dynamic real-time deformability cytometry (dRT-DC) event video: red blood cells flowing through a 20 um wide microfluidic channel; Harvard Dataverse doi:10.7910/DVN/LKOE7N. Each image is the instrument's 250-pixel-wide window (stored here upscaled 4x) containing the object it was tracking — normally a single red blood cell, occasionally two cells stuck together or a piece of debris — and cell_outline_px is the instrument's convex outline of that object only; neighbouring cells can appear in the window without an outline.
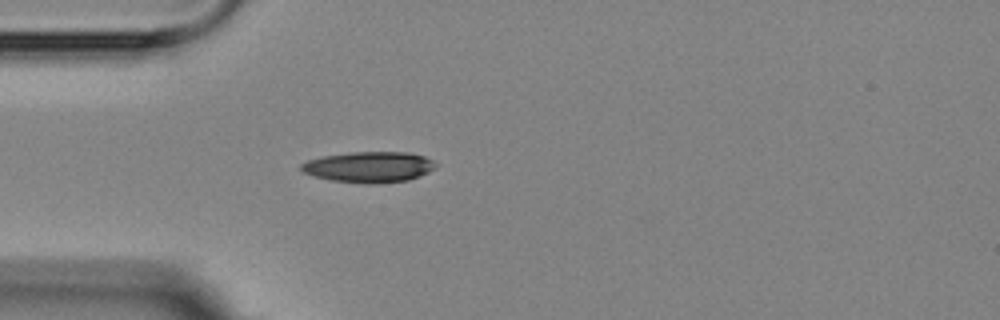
{"species": "Egyptian fruit bat (a non-hibernating species)", "species_latin": "Rousettus aegyptiacus", "temperature_condition": "room temperature", "stored_images_in_passage": 1, "camera_frame_rate_fps": 3000, "um_per_image_px": 0.085, "animal": {"sex": "female"}, "frame": {"image": 1, "passage_image": 1, "time_ms": 0.0, "image_size_px": [1000, 320], "cell_outline_px": [[436, 164], [428, 172], [420, 176], [408, 180], [368, 184], [332, 180], [316, 176], [304, 172], [300, 168], [300, 164], [308, 160], [320, 156], [352, 152], [404, 152], [424, 156], [432, 160]], "centroid_in_image_um": [31.34, 14.18], "position_along_channel_um": 53.7, "area_um2": 23.87}}